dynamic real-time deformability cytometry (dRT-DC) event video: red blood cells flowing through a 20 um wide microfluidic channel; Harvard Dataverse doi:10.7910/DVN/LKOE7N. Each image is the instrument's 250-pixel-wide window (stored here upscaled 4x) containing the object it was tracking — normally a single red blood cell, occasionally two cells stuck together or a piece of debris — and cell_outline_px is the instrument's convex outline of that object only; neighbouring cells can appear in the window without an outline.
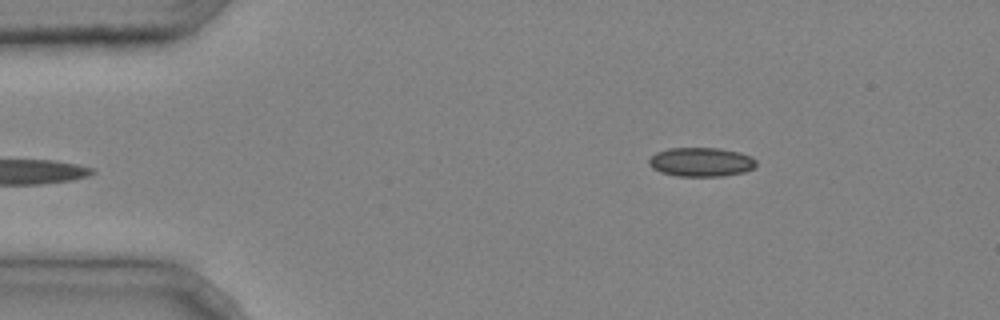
{"species": "common noctule bat (a hibernating species)", "species_latin": "Nyctalus noctula", "temperature_condition": "cold", "stored_images_in_passage": 3, "camera_frame_rate_fps": 3000, "um_per_image_px": 0.085, "animal": {"sex": "male", "body_mass_g": 20.4}, "frame": {"image": 1, "passage_image": 3, "time_ms": 0.667, "image_size_px": [1000, 320], "cell_outline_px": [[756, 164], [752, 168], [744, 172], [724, 176], [676, 176], [660, 172], [652, 168], [648, 164], [648, 160], [656, 152], [668, 148], [720, 148], [740, 152], [752, 156], [756, 160]], "centroid_in_image_um": [59.58, 13.77], "position_along_channel_um": 25.4, "area_um2": 18.32}}